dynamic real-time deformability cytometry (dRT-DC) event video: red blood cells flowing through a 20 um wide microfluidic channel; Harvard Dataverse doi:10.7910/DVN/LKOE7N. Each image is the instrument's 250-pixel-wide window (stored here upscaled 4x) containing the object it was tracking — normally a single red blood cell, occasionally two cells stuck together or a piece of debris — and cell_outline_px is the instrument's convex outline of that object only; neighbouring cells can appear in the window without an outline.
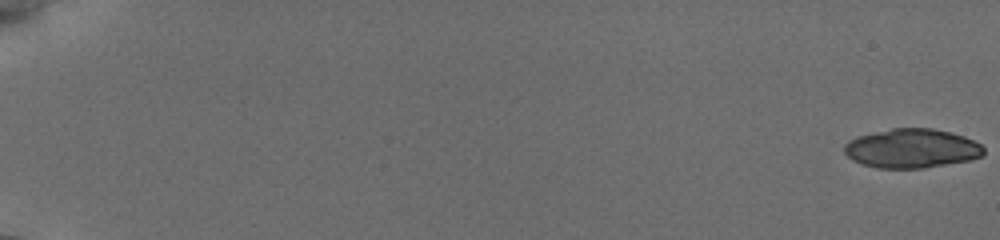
{"species": "common noctule bat (a hibernating species)", "species_latin": "Nyctalus noctula", "temperature_condition": "cold", "stored_images_in_passage": 16, "camera_frame_rate_fps": 3000, "um_per_image_px": 0.085, "animal": {"sex": "female", "body_mass_g": 19.5, "forearm_length_mm": 54.1}, "frame": {"image": 1, "passage_image": 1, "time_ms": 0.0, "image_size_px": [1000, 240], "cell_outline_px": [[984, 156], [968, 160], [924, 168], [876, 168], [860, 164], [852, 160], [844, 152], [844, 144], [848, 140], [856, 136], [892, 128], [932, 128], [964, 136], [980, 144], [984, 148]], "centroid_in_image_um": [77.46, 12.62], "position_along_channel_um": 7.5, "area_um2": 31.91}}